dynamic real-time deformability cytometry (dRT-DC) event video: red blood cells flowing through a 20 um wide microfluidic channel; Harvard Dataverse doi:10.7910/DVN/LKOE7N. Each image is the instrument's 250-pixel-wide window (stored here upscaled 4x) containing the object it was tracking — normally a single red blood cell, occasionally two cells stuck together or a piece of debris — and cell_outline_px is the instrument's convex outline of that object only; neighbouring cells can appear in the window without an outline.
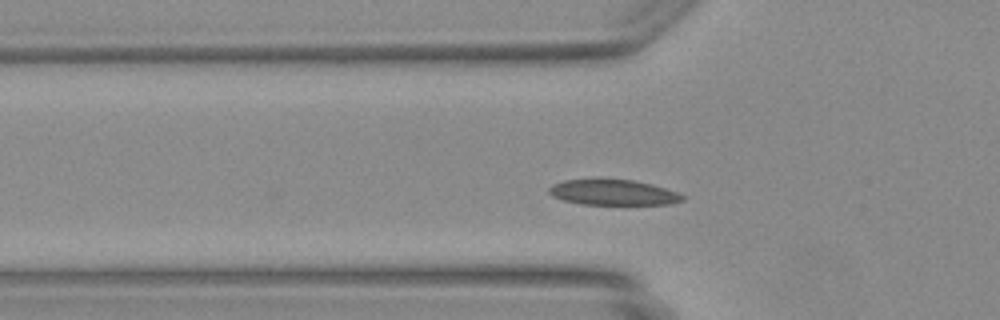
{"species": "Egyptian fruit bat (a non-hibernating species)", "species_latin": "Rousettus aegyptiacus", "temperature_condition": "warm", "stored_images_in_passage": 43, "camera_frame_rate_fps": 3000, "um_per_image_px": 0.085, "animal": {"sex": "female"}, "frame": {"image": 1, "passage_image": 10, "time_ms": 3.0, "image_size_px": [1000, 320], "cell_outline_px": [[684, 200], [668, 204], [580, 204], [564, 200], [552, 196], [548, 192], [548, 188], [552, 184], [564, 180], [600, 176], [632, 180], [652, 184], [680, 192], [684, 196]], "centroid_in_image_um": [52.08, 16.3], "position_along_channel_um": 73.7, "area_um2": 20.63}}
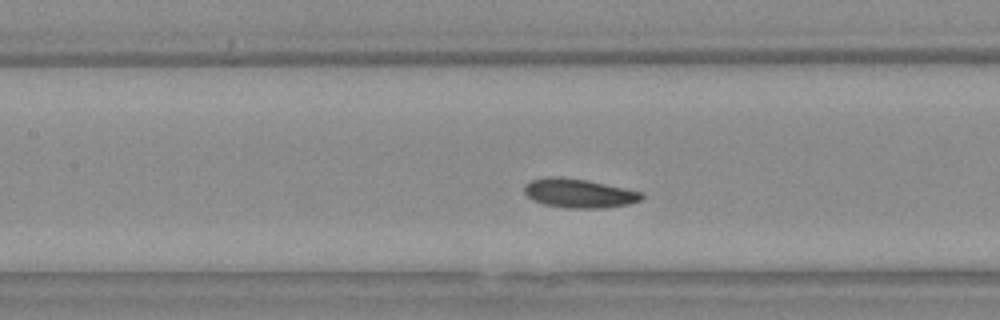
{"frame": {"image": 2, "passage_image": 16, "time_ms": 5.0, "image_size_px": [1000, 320], "cell_outline_px": [[644, 196], [640, 200], [628, 204], [604, 208], [564, 208], [544, 204], [532, 200], [524, 192], [524, 184], [532, 180], [548, 176], [560, 176], [588, 180], [644, 192]], "centroid_in_image_um": [49.21, 16.42], "position_along_channel_um": 158.2, "area_um2": 20.06}}
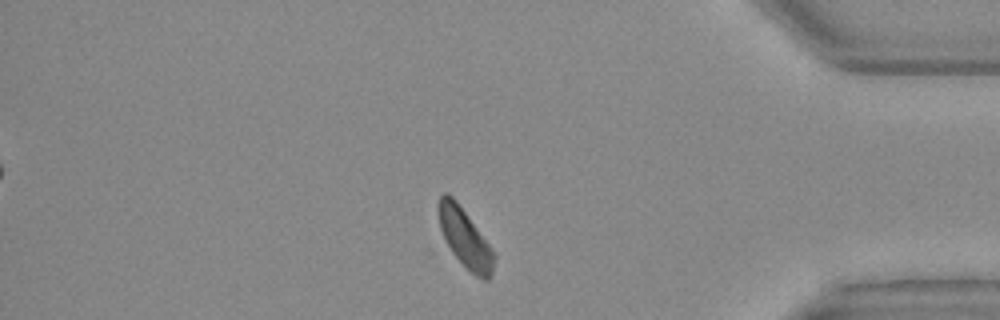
{"frame": {"image": 3, "passage_image": 35, "time_ms": 11.333, "image_size_px": [1000, 320], "cell_outline_px": [[496, 256], [492, 276], [488, 280], [484, 280], [476, 276], [452, 252], [440, 228], [436, 208], [440, 196], [444, 192], [448, 192], [456, 200], [492, 248]], "centroid_in_image_um": [39.53, 20.21], "position_along_channel_um": 395.7, "area_um2": 18.9}}